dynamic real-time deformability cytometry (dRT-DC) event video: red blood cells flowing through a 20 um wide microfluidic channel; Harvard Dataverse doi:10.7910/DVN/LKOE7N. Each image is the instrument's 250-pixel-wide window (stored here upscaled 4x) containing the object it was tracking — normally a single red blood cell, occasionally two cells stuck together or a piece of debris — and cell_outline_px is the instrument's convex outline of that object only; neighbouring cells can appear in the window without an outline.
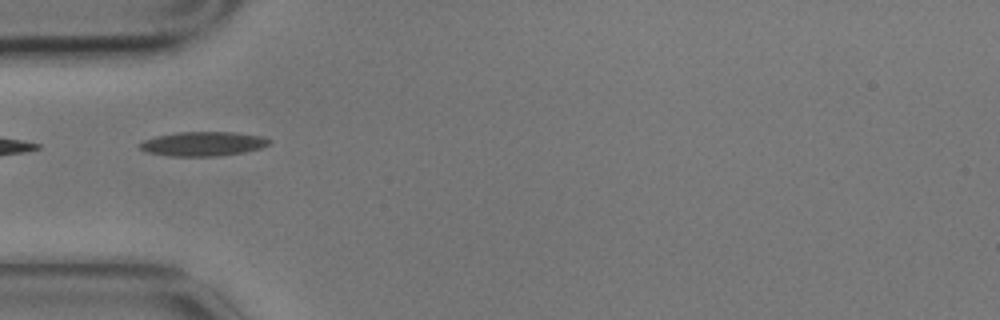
{"species": "common noctule bat (a hibernating species)", "species_latin": "Nyctalus noctula", "temperature_condition": "cold", "stored_images_in_passage": 2, "camera_frame_rate_fps": 3000, "um_per_image_px": 0.085, "animal": {"sex": "male", "body_mass_g": 17.9}, "frame": {"image": 1, "passage_image": 2, "time_ms": 0.333, "image_size_px": [1000, 320], "cell_outline_px": [[272, 140], [268, 144], [260, 148], [244, 152], [216, 156], [172, 156], [148, 152], [140, 148], [140, 144], [144, 140], [156, 136], [176, 132], [236, 132], [264, 136]], "centroid_in_image_um": [17.3, 12.21], "position_along_channel_um": 67.7, "area_um2": 18.26}}